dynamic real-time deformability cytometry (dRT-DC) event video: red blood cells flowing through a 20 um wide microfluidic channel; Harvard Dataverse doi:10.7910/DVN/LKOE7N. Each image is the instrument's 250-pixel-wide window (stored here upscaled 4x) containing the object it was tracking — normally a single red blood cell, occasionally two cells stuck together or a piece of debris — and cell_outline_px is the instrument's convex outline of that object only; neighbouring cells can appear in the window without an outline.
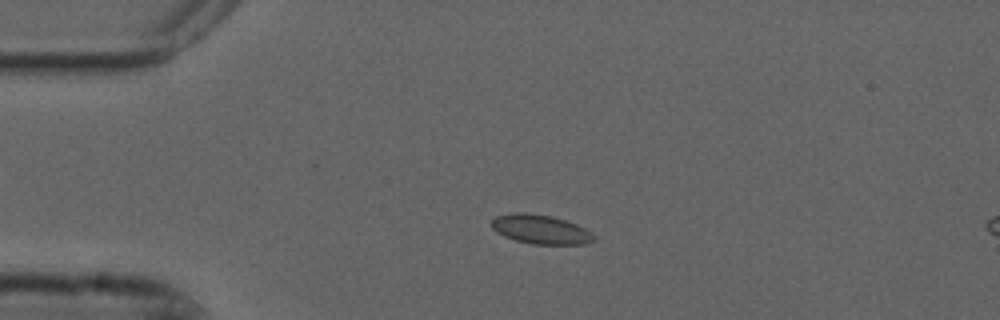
{"species": "common noctule bat (a hibernating species)", "species_latin": "Nyctalus noctula", "temperature_condition": "cold", "stored_images_in_passage": 4, "camera_frame_rate_fps": 3000, "um_per_image_px": 0.085, "animal": {"sex": "male", "forearm_length_mm": 52.5}, "frame": {"image": 1, "passage_image": 3, "time_ms": 0.667, "image_size_px": [1000, 320], "cell_outline_px": [[596, 240], [584, 244], [532, 244], [516, 240], [504, 236], [496, 232], [492, 228], [492, 220], [496, 216], [512, 212], [528, 212], [552, 216], [576, 224], [592, 232], [596, 236]], "centroid_in_image_um": [45.96, 19.49], "position_along_channel_um": 39.0, "area_um2": 17.51}}